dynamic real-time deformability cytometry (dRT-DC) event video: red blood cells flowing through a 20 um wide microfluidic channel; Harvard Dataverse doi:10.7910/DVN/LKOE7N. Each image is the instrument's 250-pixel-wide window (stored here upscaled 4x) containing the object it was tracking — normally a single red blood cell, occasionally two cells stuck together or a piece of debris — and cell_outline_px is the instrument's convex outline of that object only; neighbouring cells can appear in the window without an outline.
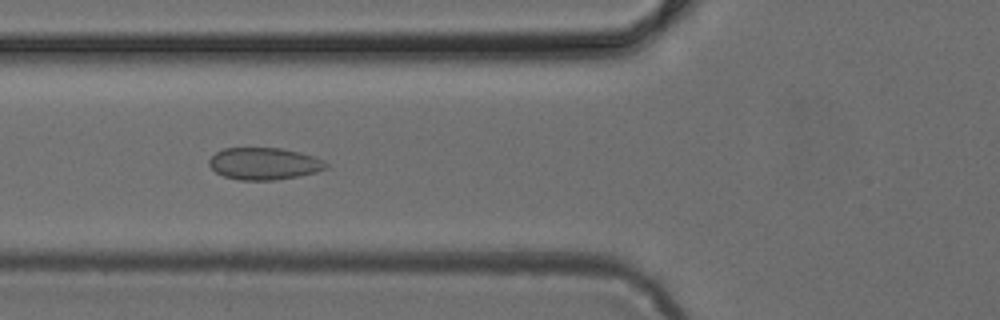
{"species": "common noctule bat (a hibernating species)", "species_latin": "Nyctalus noctula", "temperature_condition": "cold", "stored_images_in_passage": 12, "camera_frame_rate_fps": 3000, "um_per_image_px": 0.085, "animal": {"sex": "female", "body_mass_g": 24.6, "forearm_length_mm": 56.2}, "frame": {"image": 1, "passage_image": 6, "time_ms": 1.667, "image_size_px": [1000, 320], "cell_outline_px": [[328, 168], [316, 172], [276, 180], [240, 180], [224, 176], [216, 172], [208, 164], [208, 160], [216, 152], [224, 148], [280, 148], [300, 152], [324, 160], [328, 164]], "centroid_in_image_um": [22.45, 13.91], "position_along_channel_um": 103.4, "area_um2": 21.79}}
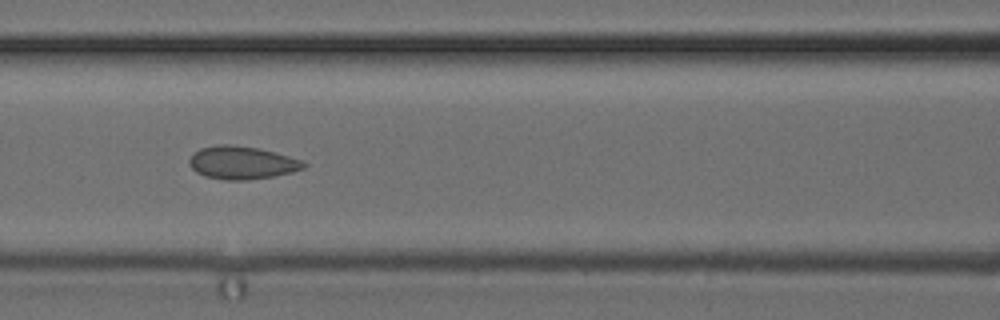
{"frame": {"image": 2, "passage_image": 9, "time_ms": 2.667, "image_size_px": [1000, 320], "cell_outline_px": [[308, 164], [304, 168], [292, 172], [272, 176], [248, 180], [224, 180], [204, 176], [196, 172], [188, 164], [188, 160], [200, 148], [216, 144], [228, 144], [256, 148], [288, 156], [300, 160]], "centroid_in_image_um": [20.53, 13.84], "position_along_channel_um": 146.1, "area_um2": 21.79}}